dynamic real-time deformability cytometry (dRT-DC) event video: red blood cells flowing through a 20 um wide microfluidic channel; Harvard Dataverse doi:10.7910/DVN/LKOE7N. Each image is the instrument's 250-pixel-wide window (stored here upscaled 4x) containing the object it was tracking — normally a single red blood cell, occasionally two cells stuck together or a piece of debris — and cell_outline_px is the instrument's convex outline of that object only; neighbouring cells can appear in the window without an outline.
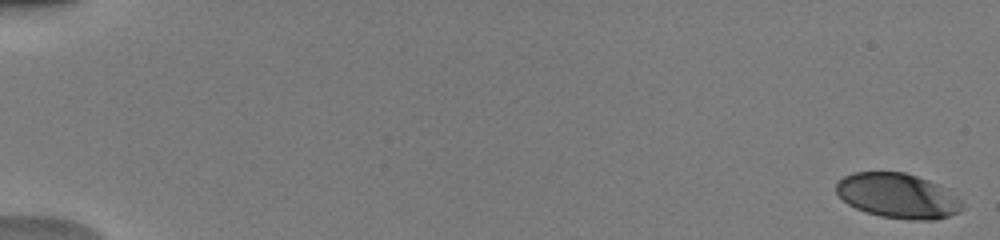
{"species": "human", "species_latin": "Homo sapiens", "temperature_condition": "warm", "stored_images_in_passage": 52, "camera_frame_rate_fps": 3000, "um_per_image_px": 0.085, "donor": {"sex": "male"}, "frame": {"image": 1, "passage_image": 1, "time_ms": 0.0, "image_size_px": [1000, 240], "cell_outline_px": [[964, 208], [960, 212], [936, 220], [908, 220], [880, 216], [856, 208], [848, 204], [836, 192], [836, 180], [852, 172], [904, 172], [928, 180], [944, 188], [960, 200], [964, 204]], "centroid_in_image_um": [76.3, 16.65], "position_along_channel_um": 8.7, "area_um2": 32.95}}
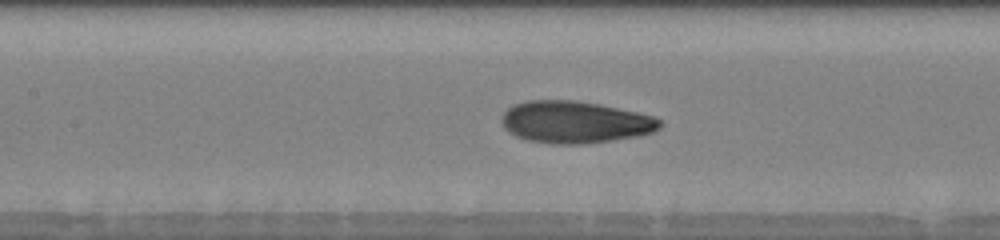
{"frame": {"image": 2, "passage_image": 26, "time_ms": 8.333, "image_size_px": [1000, 240], "cell_outline_px": [[664, 124], [660, 128], [652, 132], [640, 136], [584, 144], [552, 144], [528, 140], [516, 136], [508, 132], [504, 128], [500, 120], [504, 112], [512, 104], [528, 100], [576, 100], [600, 104], [656, 116]], "centroid_in_image_um": [48.88, 10.37], "position_along_channel_um": 158.5, "area_um2": 39.19}}
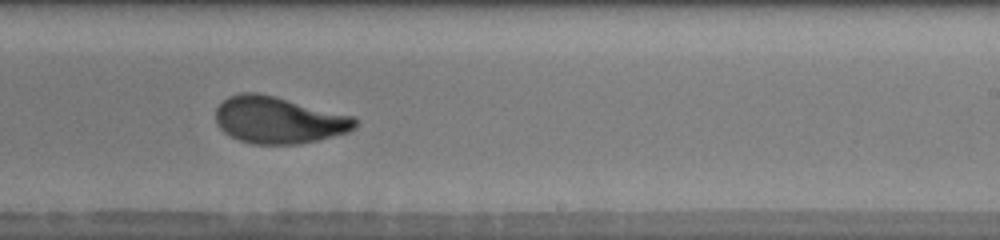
{"frame": {"image": 3, "passage_image": 34, "time_ms": 11.0, "image_size_px": [1000, 240], "cell_outline_px": [[356, 128], [348, 132], [320, 140], [296, 144], [252, 144], [240, 140], [224, 132], [216, 124], [216, 108], [228, 96], [244, 92], [256, 92], [276, 96], [356, 116]], "centroid_in_image_um": [23.71, 10.2], "position_along_channel_um": 265.3, "area_um2": 38.32}, "authors_computed_cell_mechanics": {"area_um2": 37.1654, "velocity_mm_per_s": 4.0133, "shape_relaxation_time_tau1_ms": 4.7894, "shape_relaxation_time_tau2_ms": 0.9665, "deformation_change_tau1": 0.2111, "deformation_change_tau2": 0.0554}}